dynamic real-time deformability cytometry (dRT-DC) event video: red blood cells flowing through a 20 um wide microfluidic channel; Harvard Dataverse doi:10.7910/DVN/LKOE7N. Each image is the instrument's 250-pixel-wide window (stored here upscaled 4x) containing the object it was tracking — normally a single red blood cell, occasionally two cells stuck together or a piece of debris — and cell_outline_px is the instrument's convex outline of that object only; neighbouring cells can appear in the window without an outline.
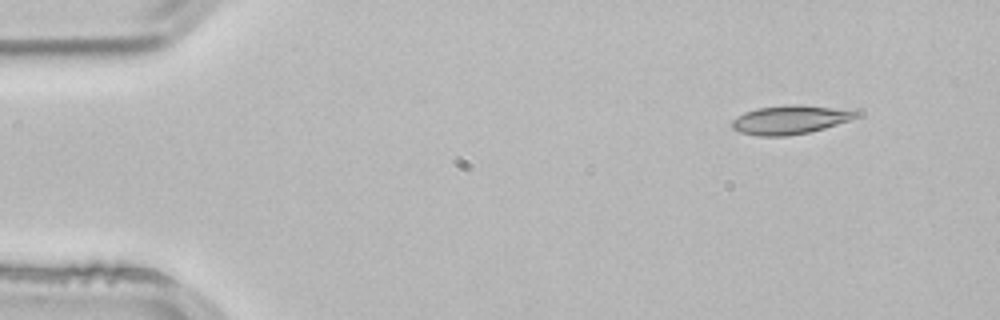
{"species": "common noctule bat (a hibernating species)", "species_latin": "Nyctalus noctula", "temperature_condition": "room temperature", "stored_images_in_passage": 3, "camera_frame_rate_fps": 3000, "um_per_image_px": 0.085, "animal": {"sex": "male", "body_mass_g": 21.5, "forearm_length_mm": 52.0}, "frame": {"image": 1, "passage_image": 1, "time_ms": 0.0, "image_size_px": [1000, 320], "cell_outline_px": [[860, 112], [856, 116], [848, 120], [824, 128], [808, 132], [788, 136], [756, 136], [740, 132], [732, 128], [732, 120], [744, 112], [756, 108], [784, 104], [800, 104], [832, 108]], "centroid_in_image_um": [67.07, 10.17], "position_along_channel_um": 17.9, "area_um2": 20.63}}
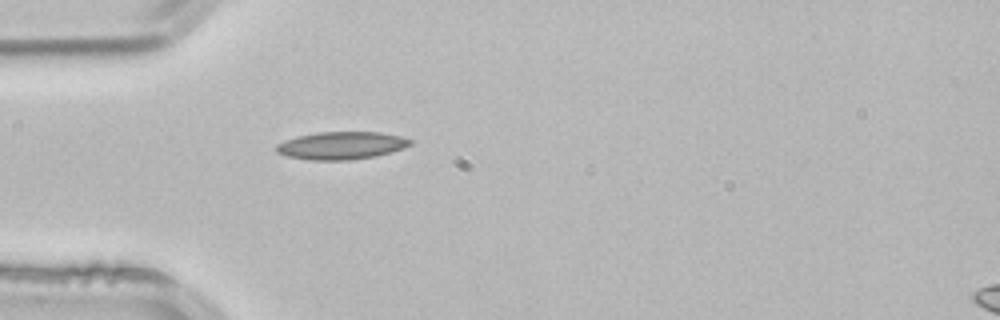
{"frame": {"image": 2, "passage_image": 3, "time_ms": 0.667, "image_size_px": [1000, 320], "cell_outline_px": [[416, 140], [412, 144], [404, 148], [372, 156], [348, 160], [308, 160], [284, 156], [276, 152], [276, 144], [284, 140], [296, 136], [316, 132], [380, 132], [400, 136]], "centroid_in_image_um": [28.98, 12.36], "position_along_channel_um": 56.0, "area_um2": 21.73}}